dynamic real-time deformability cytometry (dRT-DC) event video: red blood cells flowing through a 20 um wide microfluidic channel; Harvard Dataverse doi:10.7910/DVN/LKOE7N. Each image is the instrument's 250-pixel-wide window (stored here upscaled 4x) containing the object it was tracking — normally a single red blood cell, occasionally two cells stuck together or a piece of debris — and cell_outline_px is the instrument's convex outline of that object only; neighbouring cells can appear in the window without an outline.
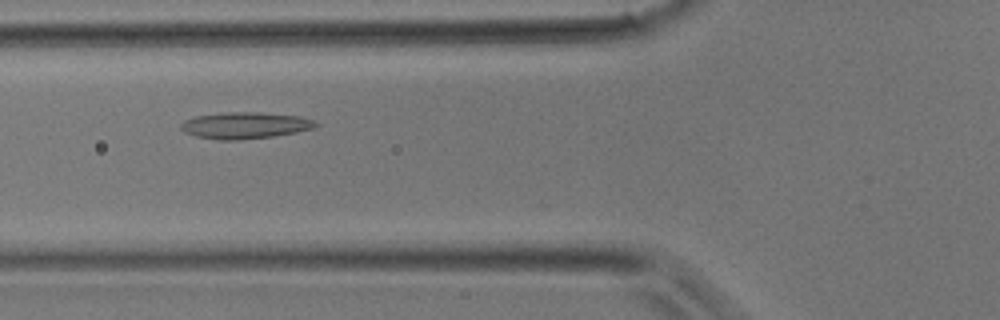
{"species": "common noctule bat (a hibernating species)", "species_latin": "Nyctalus noctula", "temperature_condition": "room temperature", "stored_images_in_passage": 10, "camera_frame_rate_fps": 3000, "um_per_image_px": 0.085, "animal": {"sex": "male", "body_mass_g": 17.9}, "frame": {"image": 1, "passage_image": 3, "time_ms": 0.667, "image_size_px": [1000, 320], "cell_outline_px": [[320, 124], [312, 128], [296, 132], [272, 136], [236, 140], [216, 140], [196, 136], [184, 132], [180, 128], [180, 124], [184, 120], [196, 116], [228, 112], [260, 112], [300, 116], [312, 120]], "centroid_in_image_um": [20.79, 10.65], "position_along_channel_um": 105.0, "area_um2": 20.75}}
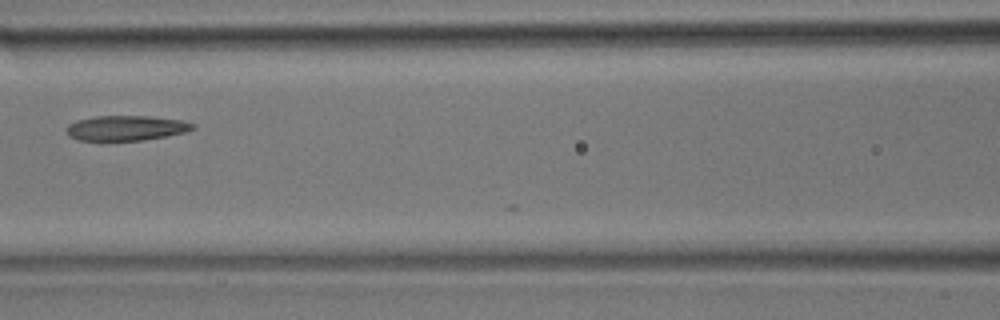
{"frame": {"image": 2, "passage_image": 6, "time_ms": 1.667, "image_size_px": [1000, 320], "cell_outline_px": [[196, 128], [184, 132], [164, 136], [140, 140], [100, 144], [76, 140], [68, 136], [64, 128], [68, 124], [76, 120], [96, 116], [148, 116], [184, 120], [196, 124]], "centroid_in_image_um": [10.6, 10.92], "position_along_channel_um": 156.0, "area_um2": 19.42}}
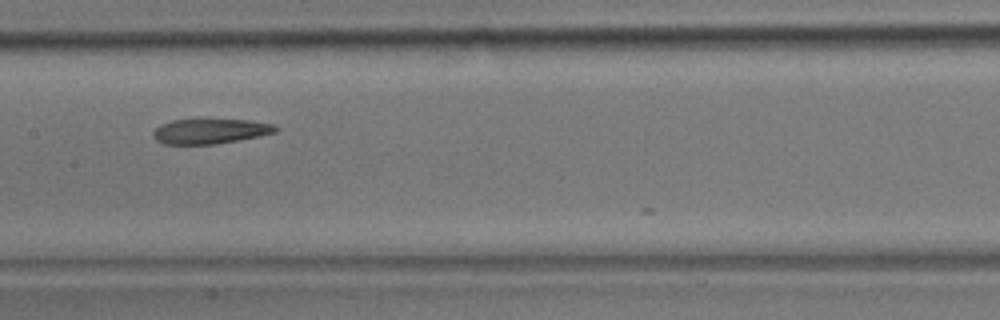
{"frame": {"image": 3, "passage_image": 8, "time_ms": 2.333, "image_size_px": [1000, 320], "cell_outline_px": [[280, 128], [276, 132], [260, 136], [212, 144], [164, 144], [156, 140], [152, 136], [152, 132], [160, 124], [172, 120], [248, 120], [276, 124]], "centroid_in_image_um": [17.87, 11.15], "position_along_channel_um": 189.5, "area_um2": 17.74}}